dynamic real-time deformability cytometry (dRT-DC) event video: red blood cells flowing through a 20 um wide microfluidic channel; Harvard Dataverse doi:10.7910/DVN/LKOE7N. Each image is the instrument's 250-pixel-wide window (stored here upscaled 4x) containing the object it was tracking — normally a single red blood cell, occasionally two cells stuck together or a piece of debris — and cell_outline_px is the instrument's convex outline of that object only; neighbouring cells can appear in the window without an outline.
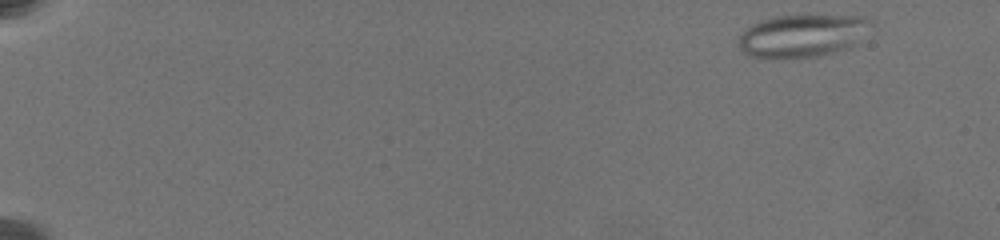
{"species": "common noctule bat (a hibernating species)", "species_latin": "Nyctalus noctula", "temperature_condition": "warm", "stored_images_in_passage": 45, "camera_frame_rate_fps": 3000, "um_per_image_px": 0.085, "animal": {"sex": "female", "body_mass_g": 19.5, "forearm_length_mm": 54.1}, "frame": {"image": 1, "passage_image": 3, "time_ms": 0.667, "image_size_px": [1000, 240], "cell_outline_px": [[876, 20], [852, 44], [816, 56], [752, 56], [744, 52], [736, 44], [736, 40], [748, 28], [764, 20], [776, 16], [864, 16]], "centroid_in_image_um": [68.18, 2.99], "position_along_channel_um": 16.8, "area_um2": 31.33}}
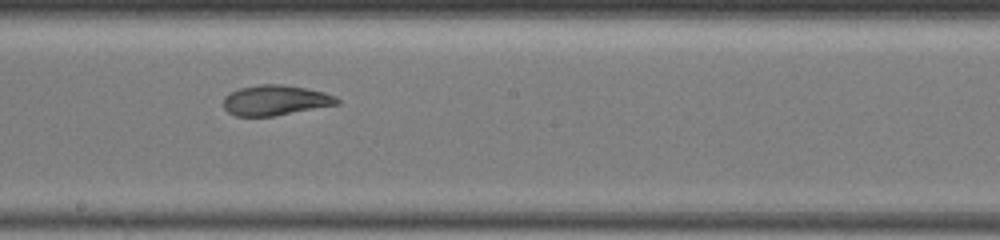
{"frame": {"image": 2, "passage_image": 29, "time_ms": 11.667, "image_size_px": [1000, 240], "cell_outline_px": [[340, 104], [276, 116], [236, 116], [228, 112], [224, 108], [224, 96], [228, 92], [240, 88], [260, 84], [280, 84], [304, 88], [324, 92], [336, 96], [340, 100]], "centroid_in_image_um": [23.41, 8.53], "position_along_channel_um": 224.8, "area_um2": 20.17}}
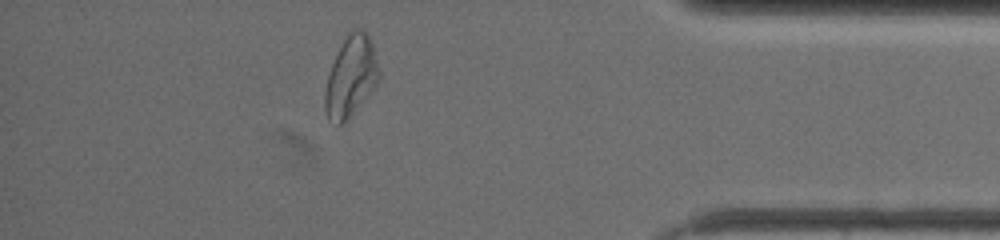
{"frame": {"image": 3, "passage_image": 41, "time_ms": 17.667, "image_size_px": [1000, 240], "cell_outline_px": [[380, 76], [376, 84], [352, 112], [340, 124], [336, 124], [328, 120], [324, 108], [324, 92], [328, 76], [332, 64], [348, 32], [352, 28], [356, 28], [364, 32], [368, 36], [372, 44], [380, 72]], "centroid_in_image_um": [29.8, 6.49], "position_along_channel_um": 405.4, "area_um2": 24.57}, "authors_computed_cell_mechanics": {"area_um2": 26.4724, "velocity_mm_per_s": 3.471, "shape_relaxation_time_tau1_ms": 8.8433, "shape_relaxation_time_tau2_ms": 2.3968, "deformation_change_tau1": 0.2022, "deformation_change_tau2": 0.0879}}